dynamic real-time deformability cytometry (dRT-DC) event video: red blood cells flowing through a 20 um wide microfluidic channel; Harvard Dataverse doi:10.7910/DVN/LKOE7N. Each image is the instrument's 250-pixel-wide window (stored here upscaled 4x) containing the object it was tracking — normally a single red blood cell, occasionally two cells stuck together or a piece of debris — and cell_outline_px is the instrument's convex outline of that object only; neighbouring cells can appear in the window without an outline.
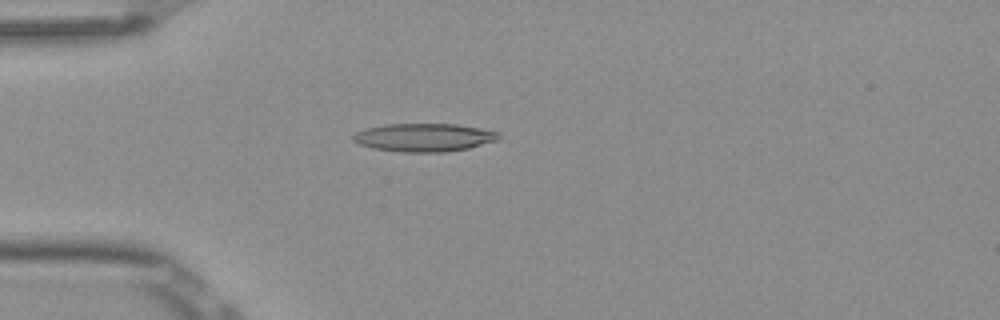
{"species": "Egyptian fruit bat (a non-hibernating species)", "species_latin": "Rousettus aegyptiacus", "temperature_condition": "room temperature", "stored_images_in_passage": 4, "camera_frame_rate_fps": 3000, "um_per_image_px": 0.085, "frame": {"image": 1, "passage_image": 4, "time_ms": 1.0, "image_size_px": [1000, 320], "cell_outline_px": [[500, 136], [496, 140], [468, 148], [444, 152], [404, 152], [372, 148], [360, 144], [352, 140], [352, 136], [356, 132], [368, 128], [384, 124], [456, 124], [500, 132]], "centroid_in_image_um": [36.02, 11.68], "position_along_channel_um": 49.0, "area_um2": 23.7}}